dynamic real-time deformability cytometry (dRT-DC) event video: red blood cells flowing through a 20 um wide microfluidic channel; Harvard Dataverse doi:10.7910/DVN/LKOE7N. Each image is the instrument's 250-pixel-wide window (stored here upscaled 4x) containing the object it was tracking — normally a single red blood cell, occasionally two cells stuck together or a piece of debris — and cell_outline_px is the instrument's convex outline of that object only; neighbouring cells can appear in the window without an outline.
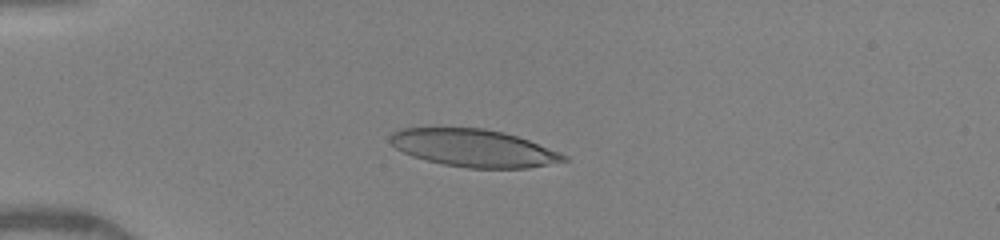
{"species": "human", "species_latin": "Homo sapiens", "temperature_condition": "warm", "stored_images_in_passage": 47, "camera_frame_rate_fps": 3000, "um_per_image_px": 0.085, "donor": {"sex": "female"}, "frame": {"image": 1, "passage_image": 14, "time_ms": 4.333, "image_size_px": [1000, 240], "cell_outline_px": [[568, 160], [528, 168], [468, 168], [444, 164], [412, 156], [396, 148], [388, 140], [392, 132], [400, 128], [484, 128], [504, 132], [528, 140], [560, 152], [568, 156]], "centroid_in_image_um": [40.25, 12.58], "position_along_channel_um": 44.7, "area_um2": 37.74}}
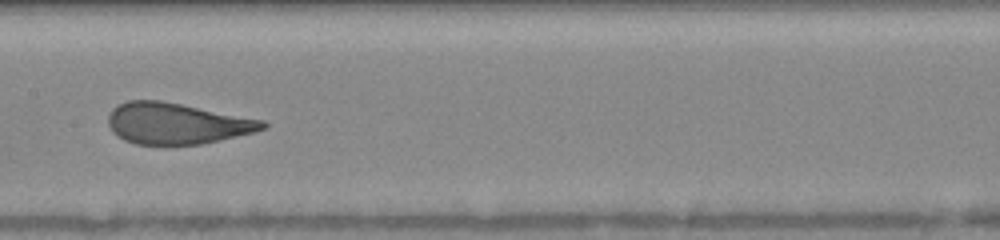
{"frame": {"image": 2, "passage_image": 27, "time_ms": 8.667, "image_size_px": [1000, 240], "cell_outline_px": [[268, 128], [220, 140], [200, 144], [136, 144], [124, 140], [112, 132], [108, 124], [108, 116], [112, 108], [128, 100], [160, 100], [264, 120], [268, 124]], "centroid_in_image_um": [15.0, 10.49], "position_along_channel_um": 192.4, "area_um2": 36.82}}
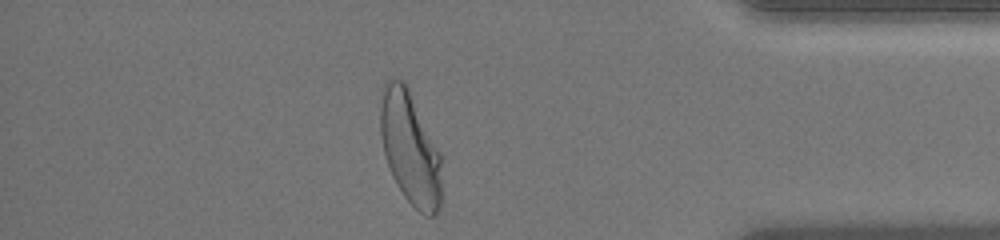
{"frame": {"image": 3, "passage_image": 44, "time_ms": 14.333, "image_size_px": [1000, 240], "cell_outline_px": [[440, 204], [436, 216], [424, 216], [404, 196], [396, 184], [392, 176], [384, 152], [380, 132], [380, 88], [392, 76], [404, 80], [440, 152]], "centroid_in_image_um": [34.82, 12.55], "position_along_channel_um": 400.4, "area_um2": 40.29}, "authors_computed_cell_mechanics": {"area_um2": 37.9746, "velocity_mm_per_s": 4.1237, "shape_relaxation_time_tau1_ms": 4.1695, "shape_relaxation_time_tau2_ms": null, "deformation_change_tau1": 0.2063, "deformation_change_tau2": null}}